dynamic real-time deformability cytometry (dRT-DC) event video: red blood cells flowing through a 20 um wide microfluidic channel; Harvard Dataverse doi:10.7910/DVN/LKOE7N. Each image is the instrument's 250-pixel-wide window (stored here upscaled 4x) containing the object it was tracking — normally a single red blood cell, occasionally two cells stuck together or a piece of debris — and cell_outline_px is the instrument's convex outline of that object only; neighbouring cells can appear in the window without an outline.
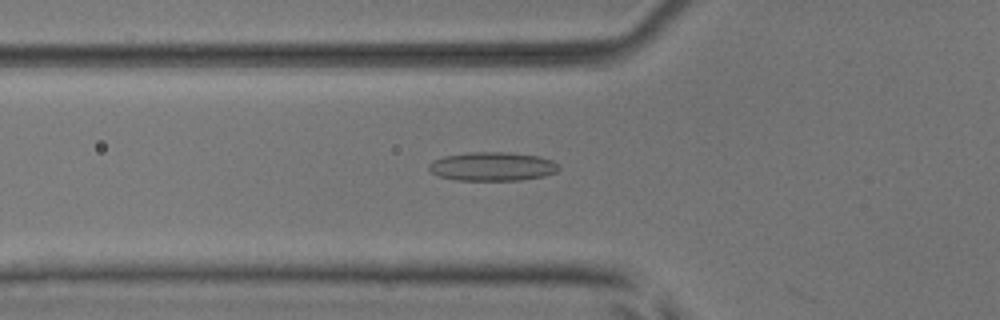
{"species": "common noctule bat (a hibernating species)", "species_latin": "Nyctalus noctula", "temperature_condition": "room temperature", "stored_images_in_passage": 44, "camera_frame_rate_fps": 3000, "um_per_image_px": 0.085, "animal": {"sex": "male", "body_mass_g": 17.9, "forearm_length_mm": 54.2}, "frame": {"image": 1, "passage_image": 10, "time_ms": 3.0, "image_size_px": [1000, 320], "cell_outline_px": [[560, 168], [556, 172], [544, 176], [520, 180], [456, 180], [440, 176], [432, 172], [428, 168], [428, 164], [444, 156], [472, 152], [508, 152], [540, 156], [552, 160]], "centroid_in_image_um": [41.88, 14.15], "position_along_channel_um": 83.9, "area_um2": 21.68}}
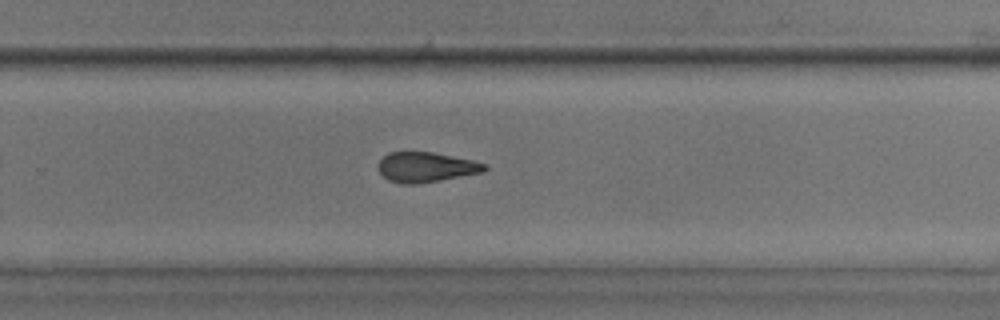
{"frame": {"image": 2, "passage_image": 26, "time_ms": 8.333, "image_size_px": [1000, 320], "cell_outline_px": [[488, 168], [480, 172], [440, 180], [416, 184], [404, 184], [388, 180], [380, 172], [380, 160], [388, 152], [432, 152], [472, 160], [488, 164]], "centroid_in_image_um": [36.21, 14.2], "position_along_channel_um": 293.6, "area_um2": 18.26}}
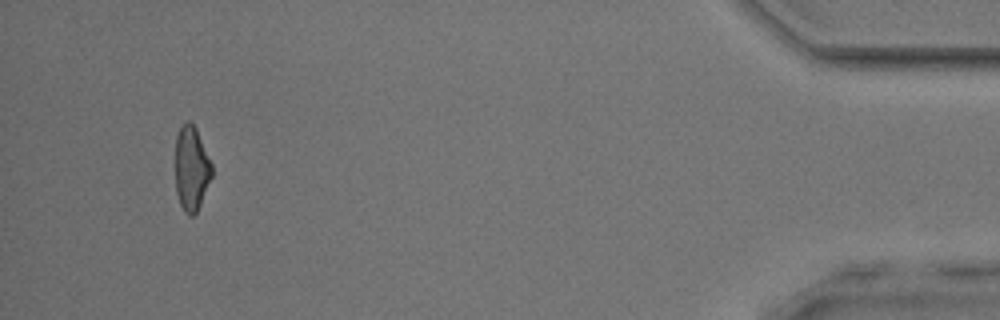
{"frame": {"image": 3, "passage_image": 41, "time_ms": 13.333, "image_size_px": [1000, 320], "cell_outline_px": [[212, 176], [200, 204], [196, 212], [192, 216], [188, 216], [184, 212], [180, 204], [176, 192], [176, 136], [180, 128], [188, 120], [196, 128], [212, 164]], "centroid_in_image_um": [16.27, 14.34], "position_along_channel_um": 418.9, "area_um2": 17.8}, "authors_computed_cell_mechanics": {"area_um2": 19.4786, "velocity_mm_per_s": 3.9378, "shape_relaxation_time_tau1_ms": 8.5822, "shape_relaxation_time_tau2_ms": 1.706, "deformation_change_tau1": 0.165, "deformation_change_tau2": 0.1049}}